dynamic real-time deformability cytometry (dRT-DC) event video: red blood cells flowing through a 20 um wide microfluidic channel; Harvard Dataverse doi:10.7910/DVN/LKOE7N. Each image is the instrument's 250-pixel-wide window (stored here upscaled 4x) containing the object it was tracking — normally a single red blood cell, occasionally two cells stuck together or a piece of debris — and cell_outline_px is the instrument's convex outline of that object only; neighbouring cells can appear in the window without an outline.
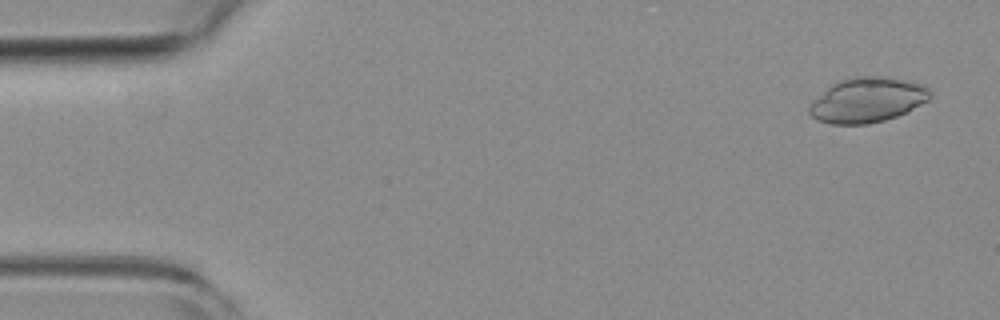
{"species": "common noctule bat (a hibernating species)", "species_latin": "Nyctalus noctula", "temperature_condition": "room temperature", "stored_images_in_passage": 16, "camera_frame_rate_fps": 3000, "um_per_image_px": 0.085, "animal": {"sex": "female", "body_mass_g": 19.3, "forearm_length_mm": 54.1}, "frame": {"image": 1, "passage_image": 3, "time_ms": 0.667, "image_size_px": [1000, 320], "cell_outline_px": [[932, 96], [928, 100], [896, 116], [884, 120], [868, 124], [832, 124], [816, 120], [808, 112], [808, 108], [812, 100], [832, 84], [840, 80], [852, 76], [884, 76], [904, 80], [920, 84], [928, 88], [932, 92]], "centroid_in_image_um": [73.69, 8.49], "position_along_channel_um": 11.3, "area_um2": 31.5}}